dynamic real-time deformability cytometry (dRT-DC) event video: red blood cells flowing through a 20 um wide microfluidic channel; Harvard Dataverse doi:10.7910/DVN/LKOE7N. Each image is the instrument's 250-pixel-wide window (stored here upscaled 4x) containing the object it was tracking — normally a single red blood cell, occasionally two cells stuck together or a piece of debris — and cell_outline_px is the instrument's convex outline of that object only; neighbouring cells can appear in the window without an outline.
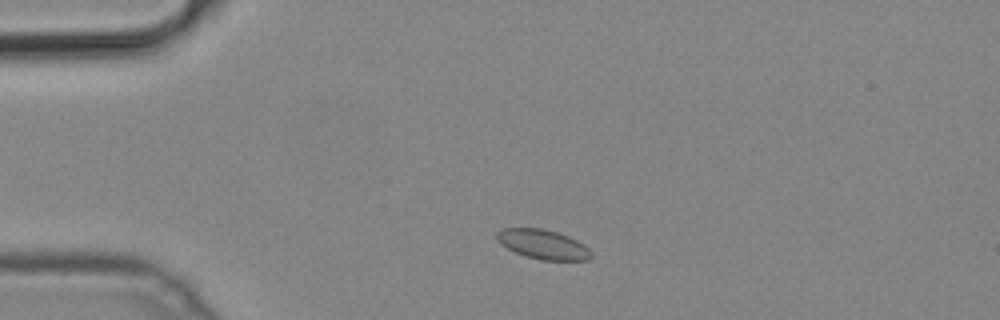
{"species": "common noctule bat (a hibernating species)", "species_latin": "Nyctalus noctula", "temperature_condition": "cold", "stored_images_in_passage": 45, "camera_frame_rate_fps": 3000, "um_per_image_px": 0.085, "animal": {"sex": "male", "body_mass_g": 19.2, "forearm_length_mm": 51.8}, "frame": {"image": 1, "passage_image": 5, "time_ms": 1.333, "image_size_px": [1000, 320], "cell_outline_px": [[592, 256], [588, 260], [540, 260], [516, 252], [500, 244], [496, 240], [496, 232], [500, 228], [540, 228], [556, 232], [568, 236], [584, 244], [592, 252]], "centroid_in_image_um": [46.14, 20.76], "position_along_channel_um": 38.9, "area_um2": 16.18}}
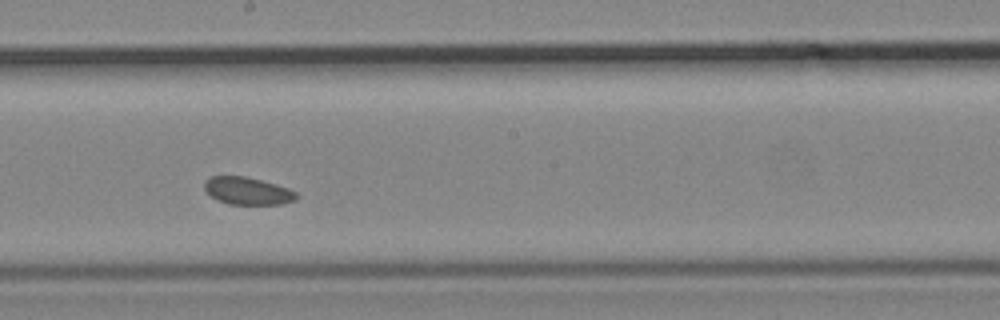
{"frame": {"image": 2, "passage_image": 22, "time_ms": 7.0, "image_size_px": [1000, 320], "cell_outline_px": [[296, 200], [284, 204], [228, 204], [216, 200], [204, 188], [204, 180], [212, 176], [244, 176], [276, 184], [288, 188], [296, 192]], "centroid_in_image_um": [21.03, 16.23], "position_along_channel_um": 227.2, "area_um2": 14.68}}
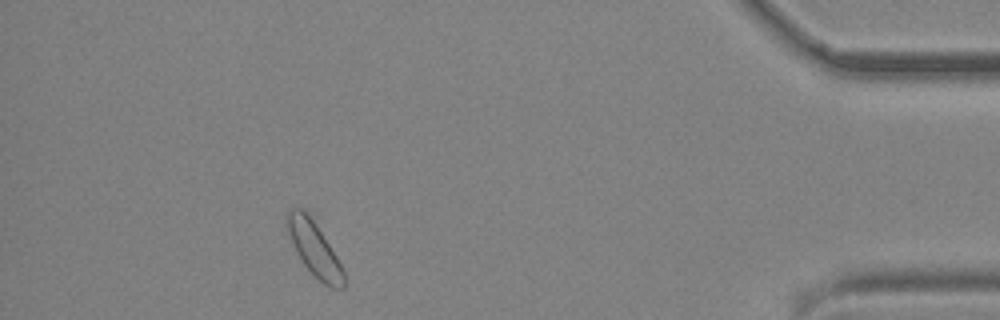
{"frame": {"image": 3, "passage_image": 40, "time_ms": 13.0, "image_size_px": [1000, 320], "cell_outline_px": [[344, 288], [332, 288], [324, 284], [300, 260], [292, 244], [284, 220], [288, 212], [292, 208], [308, 208], [336, 256], [344, 272]], "centroid_in_image_um": [26.68, 21.05], "position_along_channel_um": 408.5, "area_um2": 18.09}}